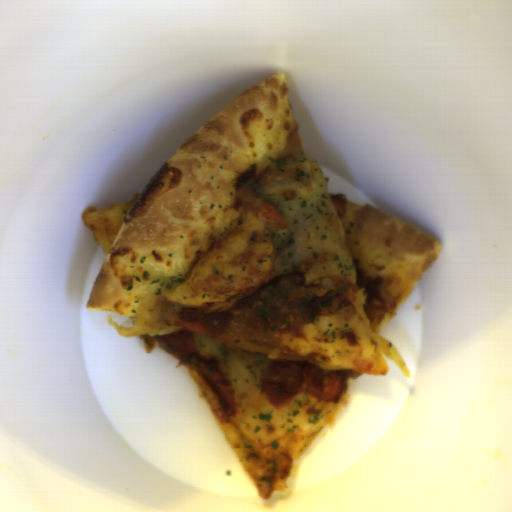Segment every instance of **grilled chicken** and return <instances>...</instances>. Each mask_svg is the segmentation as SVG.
<instances>
[{"instance_id":"1","label":"grilled chicken","mask_w":512,"mask_h":512,"mask_svg":"<svg viewBox=\"0 0 512 512\" xmlns=\"http://www.w3.org/2000/svg\"><path fill=\"white\" fill-rule=\"evenodd\" d=\"M288 227L283 212L260 196L245 198L237 221L168 292L181 321L192 320L216 342L263 354L302 325L308 307L327 295L310 287L302 272L268 280L274 265L273 236Z\"/></svg>"}]
</instances>
